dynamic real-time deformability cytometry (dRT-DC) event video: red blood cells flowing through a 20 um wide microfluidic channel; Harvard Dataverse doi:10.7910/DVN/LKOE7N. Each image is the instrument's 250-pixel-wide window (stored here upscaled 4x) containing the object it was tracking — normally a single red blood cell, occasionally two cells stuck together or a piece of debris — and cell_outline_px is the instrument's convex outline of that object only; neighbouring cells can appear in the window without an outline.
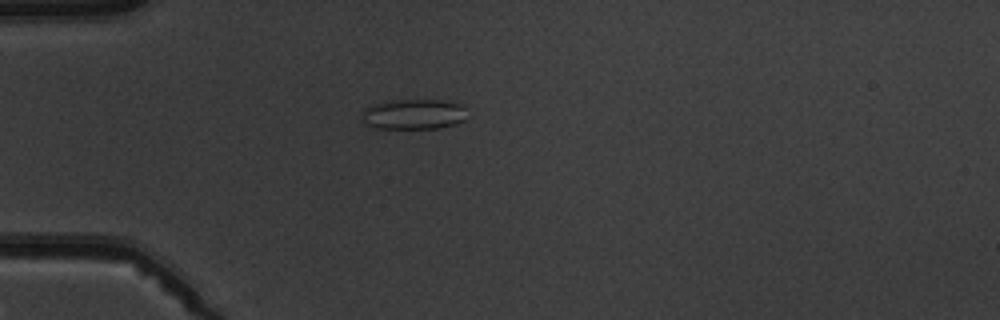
{"species": "common noctule bat (a hibernating species)", "species_latin": "Nyctalus noctula", "temperature_condition": "warm", "stored_images_in_passage": 1, "camera_frame_rate_fps": 3000, "um_per_image_px": 0.085, "animal": {"sex": "male", "body_mass_g": 19.5, "forearm_length_mm": 54.6}, "frame": {"image": 1, "passage_image": 1, "time_ms": 0.0, "image_size_px": [1000, 320], "cell_outline_px": [[464, 120], [440, 128], [376, 128], [364, 124], [360, 120], [364, 108], [372, 104], [392, 100], [440, 100], [460, 104], [464, 108]], "centroid_in_image_um": [35.07, 9.71], "position_along_channel_um": 49.9, "area_um2": 18.5}}